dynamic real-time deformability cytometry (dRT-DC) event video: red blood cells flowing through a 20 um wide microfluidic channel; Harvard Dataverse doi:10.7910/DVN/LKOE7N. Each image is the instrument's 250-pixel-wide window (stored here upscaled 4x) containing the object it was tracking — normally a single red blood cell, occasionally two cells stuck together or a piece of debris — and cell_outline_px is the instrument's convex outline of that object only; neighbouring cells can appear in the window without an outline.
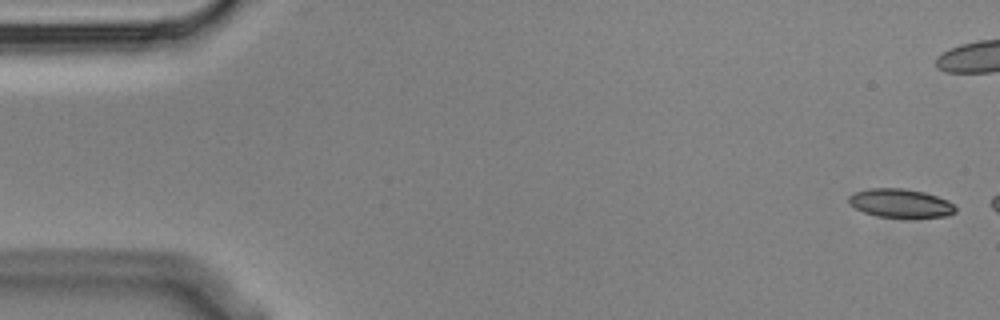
{"species": "Egyptian fruit bat (a non-hibernating species)", "species_latin": "Rousettus aegyptiacus", "temperature_condition": "cold", "stored_images_in_passage": 5, "camera_frame_rate_fps": 3000, "um_per_image_px": 0.085, "animal": {"sex": "male"}, "frame": {"image": 1, "passage_image": 1, "time_ms": 0.0, "image_size_px": [1000, 320], "cell_outline_px": [[956, 212], [948, 216], [876, 216], [864, 212], [848, 204], [848, 196], [856, 192], [872, 188], [904, 188], [924, 192], [948, 200], [956, 208]], "centroid_in_image_um": [76.52, 17.25], "position_along_channel_um": 8.5, "area_um2": 17.46}}